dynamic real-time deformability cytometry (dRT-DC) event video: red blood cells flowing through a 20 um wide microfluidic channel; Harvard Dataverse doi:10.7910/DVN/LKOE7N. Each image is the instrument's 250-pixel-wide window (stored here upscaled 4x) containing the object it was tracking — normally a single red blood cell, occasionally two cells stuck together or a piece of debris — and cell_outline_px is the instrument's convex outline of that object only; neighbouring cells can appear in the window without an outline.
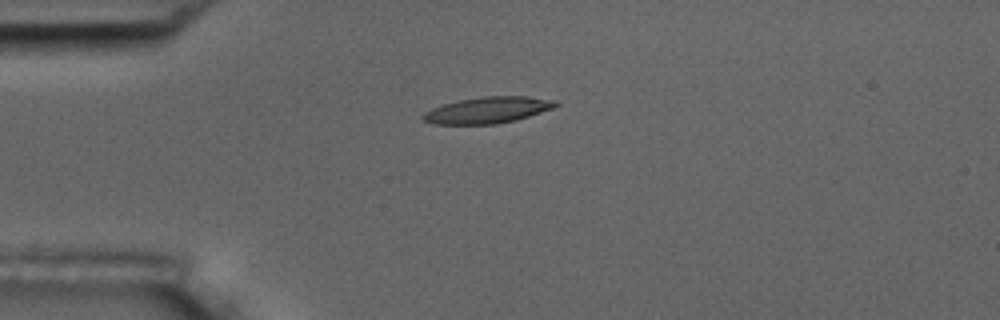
{"species": "common noctule bat (a hibernating species)", "species_latin": "Nyctalus noctula", "temperature_condition": "room temperature", "stored_images_in_passage": 8, "camera_frame_rate_fps": 3000, "um_per_image_px": 0.085, "animal": {"sex": "male", "body_mass_g": 17.5, "forearm_length_mm": 52.3}, "frame": {"image": 1, "passage_image": 1, "time_ms": 0.0, "image_size_px": [1000, 320], "cell_outline_px": [[560, 104], [552, 108], [516, 120], [496, 124], [432, 124], [424, 120], [420, 116], [424, 112], [432, 108], [444, 104], [460, 100], [484, 96], [524, 96], [556, 100]], "centroid_in_image_um": [41.44, 9.36], "position_along_channel_um": 43.6, "area_um2": 20.23}}
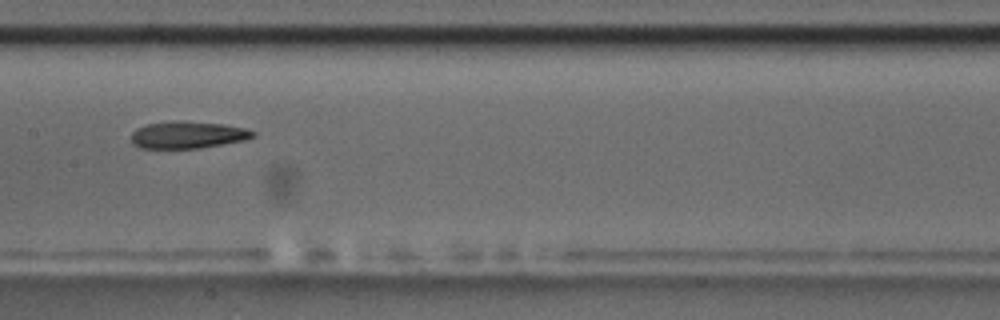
{"frame": {"image": 2, "passage_image": 5, "time_ms": 4.667, "image_size_px": [1000, 320], "cell_outline_px": [[256, 136], [244, 140], [200, 148], [140, 148], [132, 144], [132, 132], [136, 128], [144, 124], [180, 120], [224, 124], [244, 128], [256, 132]], "centroid_in_image_um": [15.94, 11.45], "position_along_channel_um": 191.5, "area_um2": 19.31}}
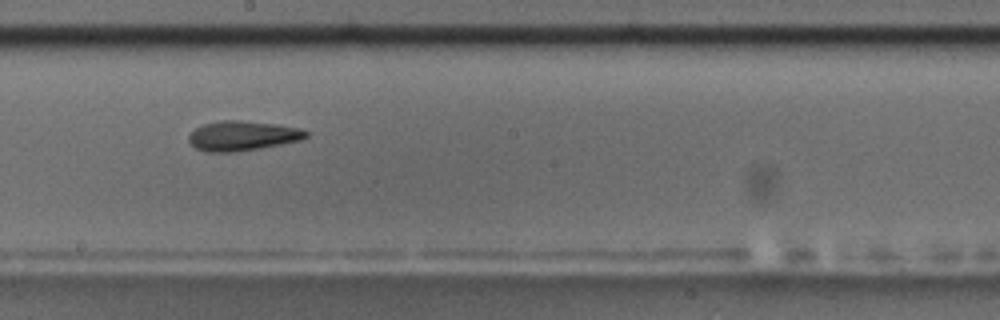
{"frame": {"image": 3, "passage_image": 6, "time_ms": 5.667, "image_size_px": [1000, 320], "cell_outline_px": [[308, 136], [300, 140], [260, 148], [236, 152], [204, 152], [196, 148], [188, 140], [188, 136], [196, 128], [204, 124], [220, 120], [240, 120], [276, 124], [300, 128], [308, 132]], "centroid_in_image_um": [20.6, 11.54], "position_along_channel_um": 227.6, "area_um2": 20.29}}